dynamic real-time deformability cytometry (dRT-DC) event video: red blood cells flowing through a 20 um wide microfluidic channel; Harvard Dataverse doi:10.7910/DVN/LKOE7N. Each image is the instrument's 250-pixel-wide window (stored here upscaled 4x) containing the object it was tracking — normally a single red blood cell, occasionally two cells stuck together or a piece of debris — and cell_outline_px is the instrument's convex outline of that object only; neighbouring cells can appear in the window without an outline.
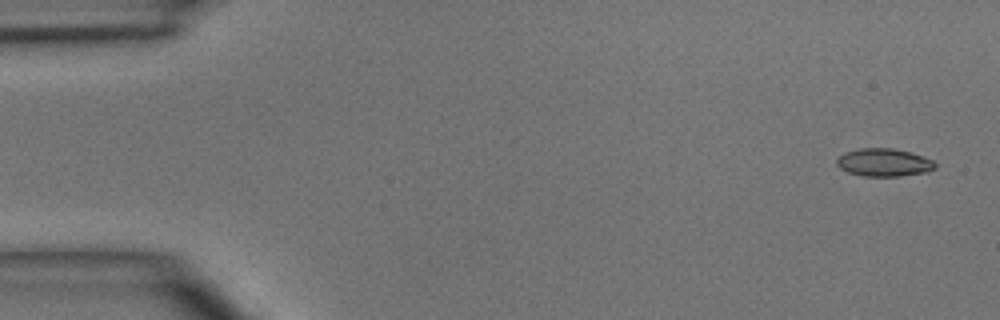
{"species": "common noctule bat (a hibernating species)", "species_latin": "Nyctalus noctula", "temperature_condition": "room temperature", "stored_images_in_passage": 4, "segment_of_instrument_passage": [2, 2], "camera_frame_rate_fps": 3000, "um_per_image_px": 0.085, "animal": {"sex": "male", "body_mass_g": 15.6}, "frame": {"image": 1, "passage_image": 4, "time_ms": 3.333, "image_size_px": [1000, 320], "cell_outline_px": [[936, 168], [928, 172], [900, 176], [864, 176], [848, 172], [840, 168], [836, 164], [836, 160], [844, 152], [860, 148], [892, 148], [908, 152], [932, 160], [936, 164]], "centroid_in_image_um": [75.12, 13.81], "position_along_channel_um": 9.9, "area_um2": 15.9}}